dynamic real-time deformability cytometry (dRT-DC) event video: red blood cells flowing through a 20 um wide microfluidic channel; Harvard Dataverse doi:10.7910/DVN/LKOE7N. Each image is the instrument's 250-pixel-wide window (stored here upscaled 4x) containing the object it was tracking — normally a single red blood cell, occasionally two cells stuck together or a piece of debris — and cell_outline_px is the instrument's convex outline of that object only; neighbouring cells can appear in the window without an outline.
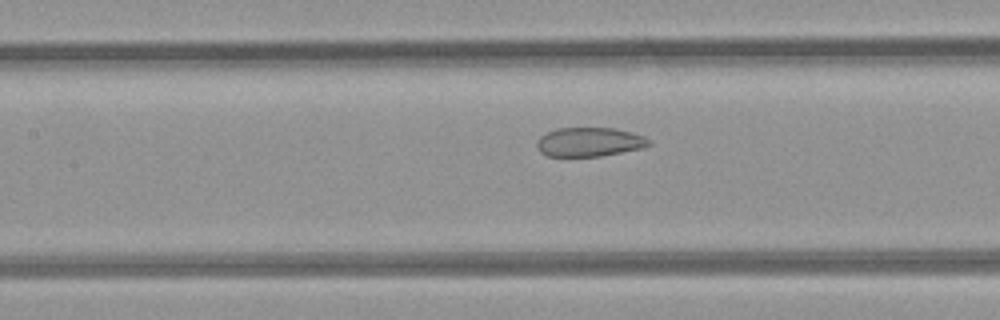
{"species": "common noctule bat (a hibernating species)", "species_latin": "Nyctalus noctula", "temperature_condition": "room temperature", "stored_images_in_passage": 29, "camera_frame_rate_fps": 3000, "um_per_image_px": 0.085, "animal": {"sex": "female", "body_mass_g": 21.9}, "frame": {"image": 1, "passage_image": 12, "time_ms": 3.667, "image_size_px": [1000, 320], "cell_outline_px": [[652, 144], [640, 148], [600, 156], [548, 156], [540, 152], [536, 144], [536, 140], [540, 136], [556, 128], [616, 128], [632, 132], [644, 136], [652, 140]], "centroid_in_image_um": [50.1, 12.06], "position_along_channel_um": 157.3, "area_um2": 19.02}}
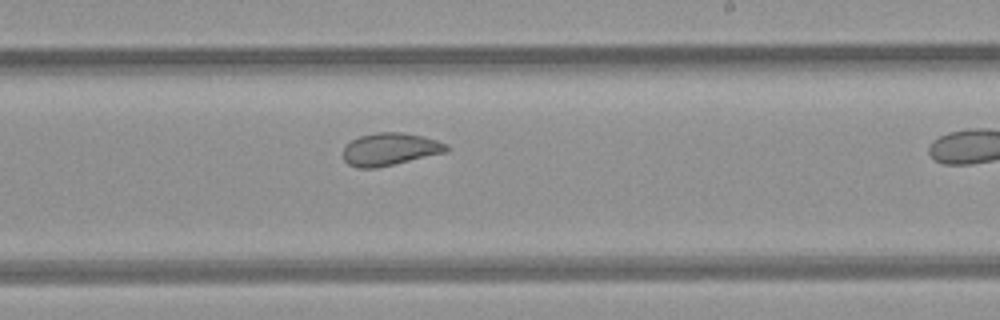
{"frame": {"image": 2, "passage_image": 19, "time_ms": 6.0, "image_size_px": [1000, 320], "cell_outline_px": [[448, 152], [376, 168], [356, 168], [348, 164], [344, 160], [344, 148], [352, 140], [360, 136], [376, 132], [404, 132], [436, 140], [448, 144]], "centroid_in_image_um": [33.16, 12.69], "position_along_channel_um": 255.8, "area_um2": 19.54}}
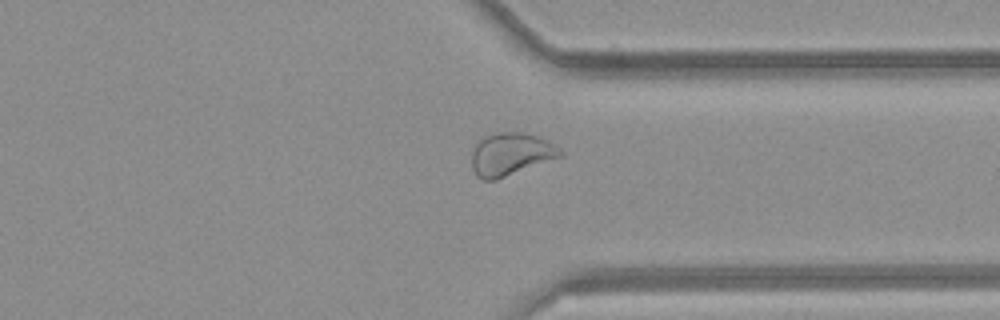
{"frame": {"image": 3, "passage_image": 27, "time_ms": 8.667, "image_size_px": [1000, 320], "cell_outline_px": [[564, 156], [496, 180], [484, 180], [476, 176], [472, 168], [472, 152], [476, 144], [484, 136], [496, 132], [524, 132], [548, 140], [560, 148], [564, 152]], "centroid_in_image_um": [43.44, 13.11], "position_along_channel_um": 368.0, "area_um2": 22.31}}